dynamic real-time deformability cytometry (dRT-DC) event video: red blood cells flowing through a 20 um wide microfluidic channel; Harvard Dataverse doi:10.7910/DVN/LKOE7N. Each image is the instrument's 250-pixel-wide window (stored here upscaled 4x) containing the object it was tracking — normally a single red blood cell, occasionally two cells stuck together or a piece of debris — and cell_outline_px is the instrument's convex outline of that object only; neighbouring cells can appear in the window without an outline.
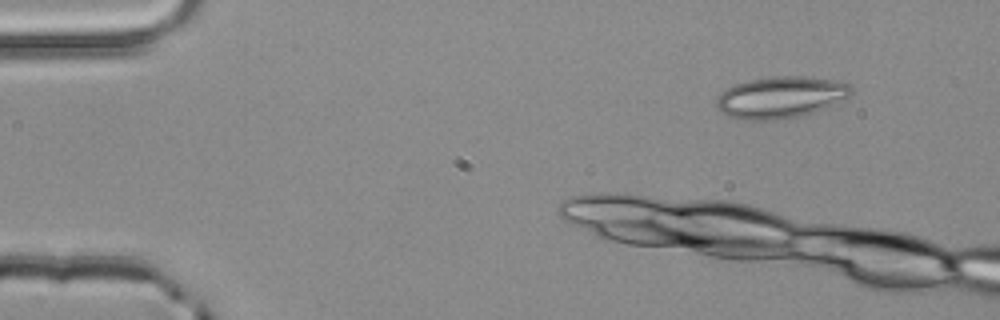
{"species": "common noctule bat (a hibernating species)", "species_latin": "Nyctalus noctula", "temperature_condition": "room temperature", "stored_images_in_passage": 4, "segment_of_instrument_passage": [2, 2], "camera_frame_rate_fps": 3000, "um_per_image_px": 0.085, "animal": {"sex": "male", "body_mass_g": 20.4}, "frame": {"image": 1, "passage_image": 4, "time_ms": 1.0, "image_size_px": [1000, 320], "cell_outline_px": [[852, 92], [848, 100], [800, 116], [776, 120], [744, 120], [728, 116], [720, 112], [716, 108], [716, 100], [720, 92], [724, 88], [748, 80], [772, 76], [800, 76], [836, 80], [848, 84], [852, 88]], "centroid_in_image_um": [66.35, 8.27], "position_along_channel_um": 18.7, "area_um2": 33.12}}